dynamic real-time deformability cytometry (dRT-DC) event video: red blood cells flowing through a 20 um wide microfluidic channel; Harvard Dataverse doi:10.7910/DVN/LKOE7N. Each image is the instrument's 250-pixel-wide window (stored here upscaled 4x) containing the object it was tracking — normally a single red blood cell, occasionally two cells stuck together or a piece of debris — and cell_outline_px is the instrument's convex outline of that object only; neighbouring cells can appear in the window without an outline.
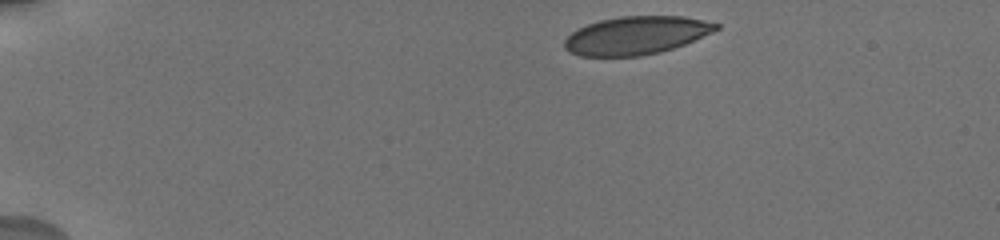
{"species": "human", "species_latin": "Homo sapiens", "temperature_condition": "cold", "stored_images_in_passage": 7, "camera_frame_rate_fps": 3000, "um_per_image_px": 0.085, "donor": {"sex": "male"}, "frame": {"image": 1, "passage_image": 1, "time_ms": 0.0, "image_size_px": [1000, 240], "cell_outline_px": [[720, 28], [712, 32], [684, 44], [660, 52], [640, 56], [580, 56], [568, 52], [564, 48], [564, 40], [572, 32], [588, 24], [600, 20], [620, 16], [684, 16], [720, 24]], "centroid_in_image_um": [54.05, 3.01], "position_along_channel_um": 30.9, "area_um2": 33.52}}
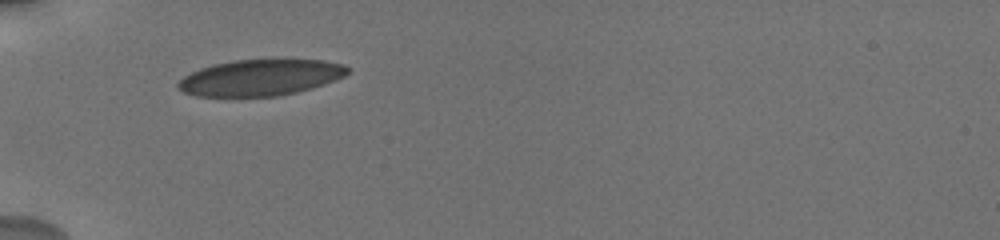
{"frame": {"image": 2, "passage_image": 5, "time_ms": 3.0, "image_size_px": [1000, 240], "cell_outline_px": [[352, 68], [344, 76], [324, 84], [312, 88], [296, 92], [276, 96], [196, 96], [184, 92], [176, 88], [176, 84], [184, 76], [200, 68], [212, 64], [232, 60], [272, 56], [324, 60], [344, 64]], "centroid_in_image_um": [22.18, 6.53], "position_along_channel_um": 62.8, "area_um2": 37.05}}